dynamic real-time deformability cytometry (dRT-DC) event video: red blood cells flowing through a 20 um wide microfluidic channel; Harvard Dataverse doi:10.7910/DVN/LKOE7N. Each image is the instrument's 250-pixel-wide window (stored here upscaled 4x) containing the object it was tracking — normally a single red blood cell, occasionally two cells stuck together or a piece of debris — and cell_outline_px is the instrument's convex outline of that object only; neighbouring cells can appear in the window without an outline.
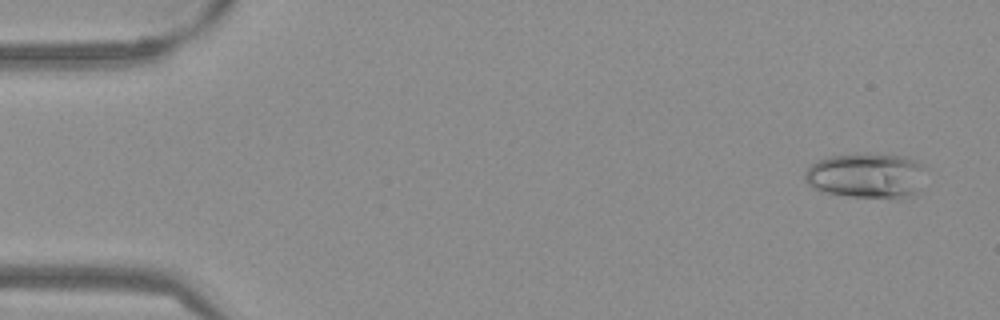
{"species": "Egyptian fruit bat (a non-hibernating species)", "species_latin": "Rousettus aegyptiacus", "temperature_condition": "warm", "stored_images_in_passage": 53, "camera_frame_rate_fps": 3000, "um_per_image_px": 0.085, "frame": {"image": 1, "passage_image": 3, "time_ms": 0.667, "image_size_px": [1000, 320], "cell_outline_px": [[924, 168], [916, 192], [900, 200], [896, 200], [848, 196], [824, 192], [812, 188], [804, 180], [804, 172], [816, 160], [832, 156], [864, 152], [900, 156], [912, 160], [920, 164]], "centroid_in_image_um": [73.58, 14.94], "position_along_channel_um": 11.4, "area_um2": 32.08}}
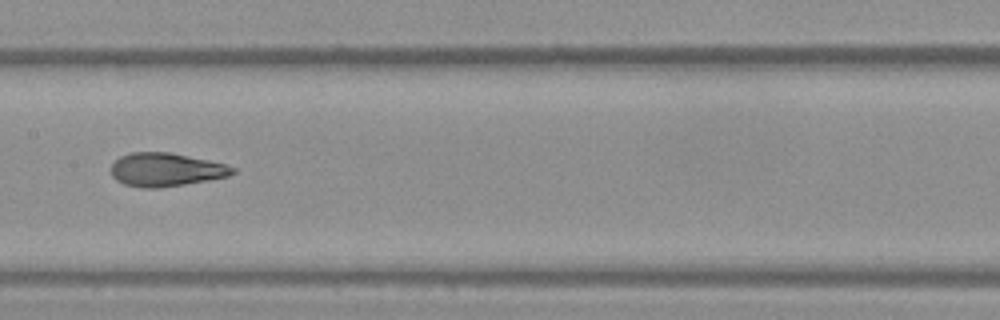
{"frame": {"image": 2, "passage_image": 27, "time_ms": 8.667, "image_size_px": [1000, 320], "cell_outline_px": [[236, 172], [228, 176], [208, 180], [160, 188], [140, 188], [124, 184], [116, 180], [112, 176], [112, 164], [120, 156], [132, 152], [168, 152], [208, 160], [224, 164], [236, 168]], "centroid_in_image_um": [14.09, 14.43], "position_along_channel_um": 193.3, "area_um2": 23.58}}
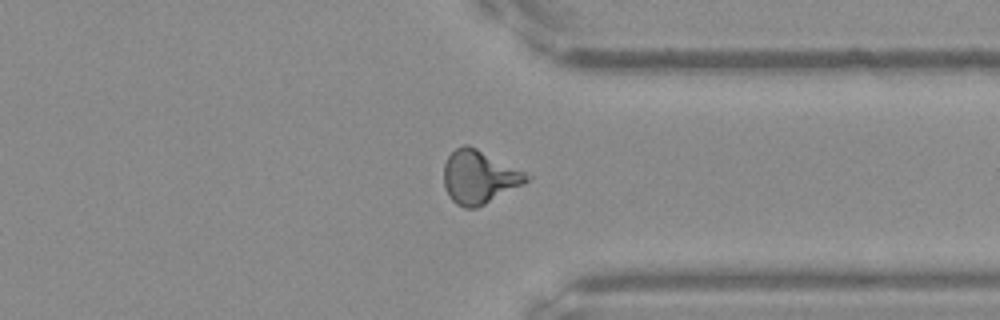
{"frame": {"image": 3, "passage_image": 41, "time_ms": 13.333, "image_size_px": [1000, 320], "cell_outline_px": [[532, 176], [524, 184], [476, 208], [464, 208], [456, 204], [448, 196], [444, 188], [444, 164], [448, 156], [456, 148], [464, 144], [468, 144]], "centroid_in_image_um": [40.69, 15.06], "position_along_channel_um": 370.7, "area_um2": 25.43}, "authors_computed_cell_mechanics": {"area_um2": 24.276, "velocity_mm_per_s": 3.8441, "shape_relaxation_time_tau1_ms": null, "shape_relaxation_time_tau2_ms": 1.4301, "deformation_change_tau1": null, "deformation_change_tau2": 0.0963}}